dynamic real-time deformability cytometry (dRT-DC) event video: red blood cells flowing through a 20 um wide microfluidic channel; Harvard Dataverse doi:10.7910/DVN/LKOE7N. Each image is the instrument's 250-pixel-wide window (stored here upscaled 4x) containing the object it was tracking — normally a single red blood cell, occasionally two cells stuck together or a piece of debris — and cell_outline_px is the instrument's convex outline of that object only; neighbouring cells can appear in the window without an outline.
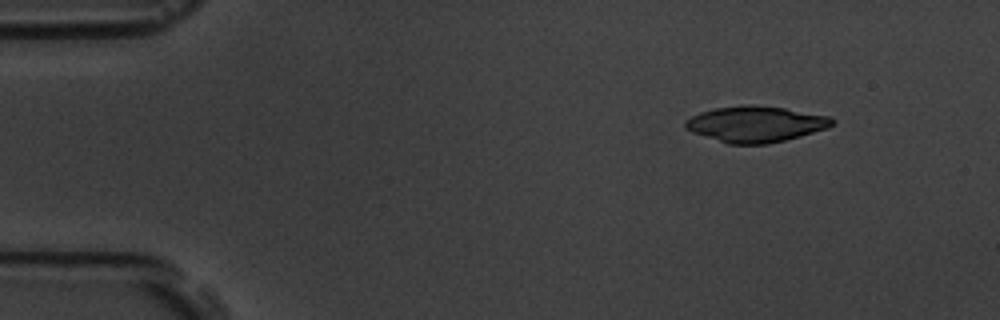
{"species": "common noctule bat (a hibernating species)", "species_latin": "Nyctalus noctula", "temperature_condition": "room temperature", "stored_images_in_passage": 4, "camera_frame_rate_fps": 3000, "um_per_image_px": 0.085, "animal": {"sex": "male", "body_mass_g": 19.5, "forearm_length_mm": 54.6}, "frame": {"image": 1, "passage_image": 1, "time_ms": 0.0, "image_size_px": [1000, 320], "cell_outline_px": [[836, 124], [828, 128], [800, 136], [768, 144], [728, 144], [692, 132], [684, 128], [684, 120], [700, 112], [716, 108], [744, 104], [748, 104], [784, 108], [832, 116], [836, 120]], "centroid_in_image_um": [64.26, 10.54], "position_along_channel_um": 20.7, "area_um2": 30.98}}